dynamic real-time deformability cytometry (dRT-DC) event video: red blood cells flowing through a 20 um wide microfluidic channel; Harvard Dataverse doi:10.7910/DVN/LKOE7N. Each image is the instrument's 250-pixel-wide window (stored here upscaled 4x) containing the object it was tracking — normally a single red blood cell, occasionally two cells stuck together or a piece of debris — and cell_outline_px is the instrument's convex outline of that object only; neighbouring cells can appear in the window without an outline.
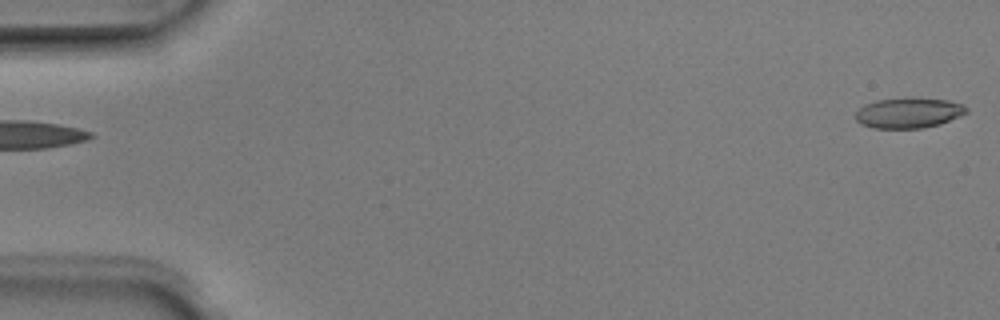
{"species": "Egyptian fruit bat (a non-hibernating species)", "species_latin": "Rousettus aegyptiacus", "temperature_condition": "room temperature", "stored_images_in_passage": 6, "segment_of_instrument_passage": [2, 2], "camera_frame_rate_fps": 3000, "um_per_image_px": 0.085, "animal": {"sex": "male"}, "frame": {"image": 1, "passage_image": 6, "time_ms": 1.667, "image_size_px": [1000, 320], "cell_outline_px": [[968, 112], [960, 116], [940, 124], [924, 128], [872, 128], [860, 124], [856, 120], [856, 112], [864, 104], [876, 100], [912, 96], [948, 100], [964, 104], [968, 108]], "centroid_in_image_um": [77.25, 9.57], "position_along_channel_um": 7.7, "area_um2": 20.11}}